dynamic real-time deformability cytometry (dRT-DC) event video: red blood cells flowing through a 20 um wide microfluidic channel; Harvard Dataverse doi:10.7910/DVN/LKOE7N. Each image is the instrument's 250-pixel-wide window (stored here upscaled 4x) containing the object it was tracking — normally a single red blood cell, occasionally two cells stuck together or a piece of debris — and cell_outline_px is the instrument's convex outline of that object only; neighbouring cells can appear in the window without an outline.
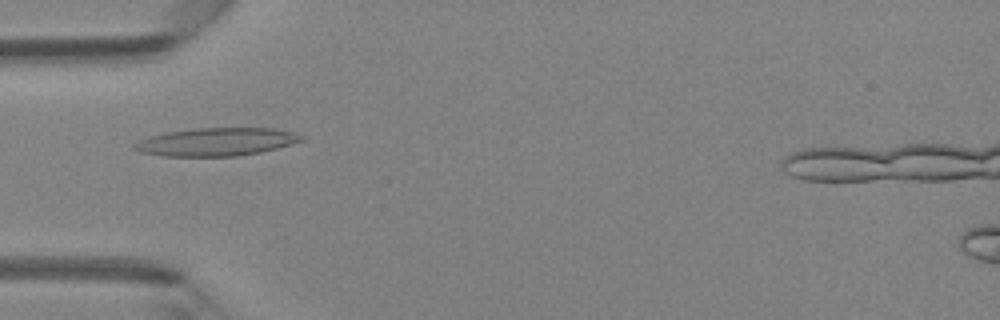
{"species": "Egyptian fruit bat (a non-hibernating species)", "species_latin": "Rousettus aegyptiacus", "temperature_condition": "room temperature", "stored_images_in_passage": 48, "segment_of_instrument_passage": [1, 2], "camera_frame_rate_fps": 3000, "um_per_image_px": 0.085, "animal": {"sex": "female"}, "frame": {"image": 1, "passage_image": 15, "time_ms": 4.667, "image_size_px": [1000, 320], "cell_outline_px": [[304, 140], [276, 148], [260, 152], [236, 156], [160, 156], [140, 152], [132, 148], [132, 144], [148, 136], [168, 132], [200, 128], [272, 128], [304, 136]], "centroid_in_image_um": [18.32, 12.06], "position_along_channel_um": 66.7, "area_um2": 27.05}}
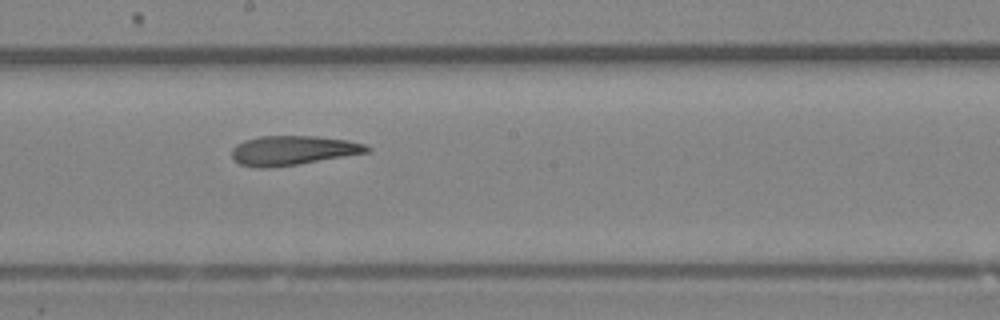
{"frame": {"image": 2, "passage_image": 26, "time_ms": 8.333, "image_size_px": [1000, 320], "cell_outline_px": [[372, 148], [368, 152], [272, 168], [256, 168], [240, 164], [232, 156], [232, 148], [236, 144], [244, 140], [260, 136], [316, 136], [348, 140], [364, 144]], "centroid_in_image_um": [24.86, 12.78], "position_along_channel_um": 223.3, "area_um2": 23.0}}
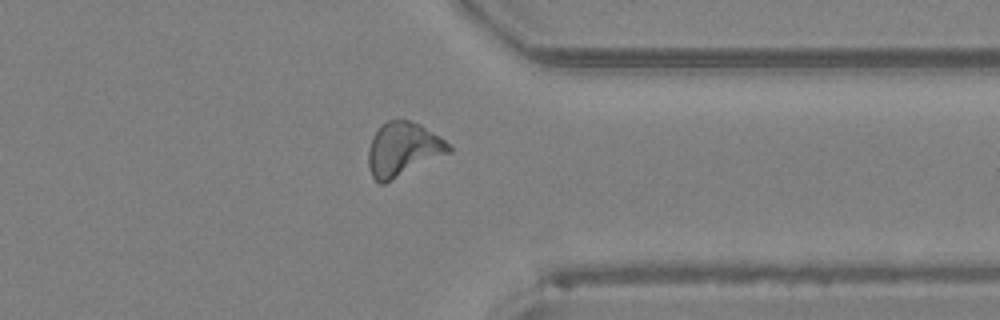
{"frame": {"image": 3, "passage_image": 37, "time_ms": 12.0, "image_size_px": [1000, 320], "cell_outline_px": [[452, 152], [384, 184], [380, 184], [372, 176], [368, 168], [368, 148], [372, 136], [388, 120], [408, 120], [420, 124], [444, 140], [452, 148]], "centroid_in_image_um": [34.24, 12.72], "position_along_channel_um": 377.2, "area_um2": 25.2}}